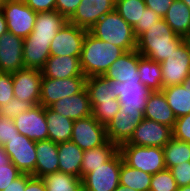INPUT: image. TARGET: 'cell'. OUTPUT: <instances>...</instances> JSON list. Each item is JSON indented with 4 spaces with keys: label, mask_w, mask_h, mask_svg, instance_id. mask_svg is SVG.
<instances>
[{
    "label": "cell",
    "mask_w": 190,
    "mask_h": 191,
    "mask_svg": "<svg viewBox=\"0 0 190 191\" xmlns=\"http://www.w3.org/2000/svg\"><path fill=\"white\" fill-rule=\"evenodd\" d=\"M71 141L83 151L99 147L108 141L106 127L92 115L75 120Z\"/></svg>",
    "instance_id": "cell-9"
},
{
    "label": "cell",
    "mask_w": 190,
    "mask_h": 191,
    "mask_svg": "<svg viewBox=\"0 0 190 191\" xmlns=\"http://www.w3.org/2000/svg\"><path fill=\"white\" fill-rule=\"evenodd\" d=\"M119 99H112V102H96L92 106V116L101 124L106 125L120 110Z\"/></svg>",
    "instance_id": "cell-37"
},
{
    "label": "cell",
    "mask_w": 190,
    "mask_h": 191,
    "mask_svg": "<svg viewBox=\"0 0 190 191\" xmlns=\"http://www.w3.org/2000/svg\"><path fill=\"white\" fill-rule=\"evenodd\" d=\"M138 74L140 82L151 92L163 89L160 63L141 56L139 58Z\"/></svg>",
    "instance_id": "cell-31"
},
{
    "label": "cell",
    "mask_w": 190,
    "mask_h": 191,
    "mask_svg": "<svg viewBox=\"0 0 190 191\" xmlns=\"http://www.w3.org/2000/svg\"><path fill=\"white\" fill-rule=\"evenodd\" d=\"M18 134L19 132L13 119L0 115V146H3L7 140L12 139Z\"/></svg>",
    "instance_id": "cell-44"
},
{
    "label": "cell",
    "mask_w": 190,
    "mask_h": 191,
    "mask_svg": "<svg viewBox=\"0 0 190 191\" xmlns=\"http://www.w3.org/2000/svg\"><path fill=\"white\" fill-rule=\"evenodd\" d=\"M46 191H84L82 179L63 172H54L42 177Z\"/></svg>",
    "instance_id": "cell-34"
},
{
    "label": "cell",
    "mask_w": 190,
    "mask_h": 191,
    "mask_svg": "<svg viewBox=\"0 0 190 191\" xmlns=\"http://www.w3.org/2000/svg\"><path fill=\"white\" fill-rule=\"evenodd\" d=\"M87 31L66 22L50 43V56H80Z\"/></svg>",
    "instance_id": "cell-10"
},
{
    "label": "cell",
    "mask_w": 190,
    "mask_h": 191,
    "mask_svg": "<svg viewBox=\"0 0 190 191\" xmlns=\"http://www.w3.org/2000/svg\"><path fill=\"white\" fill-rule=\"evenodd\" d=\"M177 191H190V185L178 187Z\"/></svg>",
    "instance_id": "cell-55"
},
{
    "label": "cell",
    "mask_w": 190,
    "mask_h": 191,
    "mask_svg": "<svg viewBox=\"0 0 190 191\" xmlns=\"http://www.w3.org/2000/svg\"><path fill=\"white\" fill-rule=\"evenodd\" d=\"M80 3L81 0H56V10L68 20Z\"/></svg>",
    "instance_id": "cell-46"
},
{
    "label": "cell",
    "mask_w": 190,
    "mask_h": 191,
    "mask_svg": "<svg viewBox=\"0 0 190 191\" xmlns=\"http://www.w3.org/2000/svg\"><path fill=\"white\" fill-rule=\"evenodd\" d=\"M50 43L41 40H24L23 61L25 68L41 70L50 57Z\"/></svg>",
    "instance_id": "cell-30"
},
{
    "label": "cell",
    "mask_w": 190,
    "mask_h": 191,
    "mask_svg": "<svg viewBox=\"0 0 190 191\" xmlns=\"http://www.w3.org/2000/svg\"><path fill=\"white\" fill-rule=\"evenodd\" d=\"M1 10L5 16L8 32L23 39L31 34L37 13L23 0H6Z\"/></svg>",
    "instance_id": "cell-6"
},
{
    "label": "cell",
    "mask_w": 190,
    "mask_h": 191,
    "mask_svg": "<svg viewBox=\"0 0 190 191\" xmlns=\"http://www.w3.org/2000/svg\"><path fill=\"white\" fill-rule=\"evenodd\" d=\"M10 162V157L5 152L4 146H0V166L9 164Z\"/></svg>",
    "instance_id": "cell-51"
},
{
    "label": "cell",
    "mask_w": 190,
    "mask_h": 191,
    "mask_svg": "<svg viewBox=\"0 0 190 191\" xmlns=\"http://www.w3.org/2000/svg\"><path fill=\"white\" fill-rule=\"evenodd\" d=\"M174 0H144L147 8L153 10L163 18Z\"/></svg>",
    "instance_id": "cell-48"
},
{
    "label": "cell",
    "mask_w": 190,
    "mask_h": 191,
    "mask_svg": "<svg viewBox=\"0 0 190 191\" xmlns=\"http://www.w3.org/2000/svg\"><path fill=\"white\" fill-rule=\"evenodd\" d=\"M170 171L178 187L190 185V161L173 166Z\"/></svg>",
    "instance_id": "cell-45"
},
{
    "label": "cell",
    "mask_w": 190,
    "mask_h": 191,
    "mask_svg": "<svg viewBox=\"0 0 190 191\" xmlns=\"http://www.w3.org/2000/svg\"><path fill=\"white\" fill-rule=\"evenodd\" d=\"M24 191H46V186L42 178L26 174V187Z\"/></svg>",
    "instance_id": "cell-49"
},
{
    "label": "cell",
    "mask_w": 190,
    "mask_h": 191,
    "mask_svg": "<svg viewBox=\"0 0 190 191\" xmlns=\"http://www.w3.org/2000/svg\"><path fill=\"white\" fill-rule=\"evenodd\" d=\"M85 83L86 77L42 78L40 105L50 107L59 99L78 94L85 88Z\"/></svg>",
    "instance_id": "cell-8"
},
{
    "label": "cell",
    "mask_w": 190,
    "mask_h": 191,
    "mask_svg": "<svg viewBox=\"0 0 190 191\" xmlns=\"http://www.w3.org/2000/svg\"><path fill=\"white\" fill-rule=\"evenodd\" d=\"M36 166L31 174L42 178L47 174L59 171L58 143L51 140L36 141Z\"/></svg>",
    "instance_id": "cell-22"
},
{
    "label": "cell",
    "mask_w": 190,
    "mask_h": 191,
    "mask_svg": "<svg viewBox=\"0 0 190 191\" xmlns=\"http://www.w3.org/2000/svg\"><path fill=\"white\" fill-rule=\"evenodd\" d=\"M163 19L177 35L190 36V8L183 1L174 0Z\"/></svg>",
    "instance_id": "cell-28"
},
{
    "label": "cell",
    "mask_w": 190,
    "mask_h": 191,
    "mask_svg": "<svg viewBox=\"0 0 190 191\" xmlns=\"http://www.w3.org/2000/svg\"><path fill=\"white\" fill-rule=\"evenodd\" d=\"M119 151V146L109 140L96 148L85 150L81 165V179L93 171V168L101 166L106 161L110 160Z\"/></svg>",
    "instance_id": "cell-29"
},
{
    "label": "cell",
    "mask_w": 190,
    "mask_h": 191,
    "mask_svg": "<svg viewBox=\"0 0 190 191\" xmlns=\"http://www.w3.org/2000/svg\"><path fill=\"white\" fill-rule=\"evenodd\" d=\"M23 41L8 31L0 36V72L15 73L25 68Z\"/></svg>",
    "instance_id": "cell-17"
},
{
    "label": "cell",
    "mask_w": 190,
    "mask_h": 191,
    "mask_svg": "<svg viewBox=\"0 0 190 191\" xmlns=\"http://www.w3.org/2000/svg\"><path fill=\"white\" fill-rule=\"evenodd\" d=\"M124 53L122 48L102 41L87 31L79 57L83 75L86 78L104 76L109 67Z\"/></svg>",
    "instance_id": "cell-2"
},
{
    "label": "cell",
    "mask_w": 190,
    "mask_h": 191,
    "mask_svg": "<svg viewBox=\"0 0 190 191\" xmlns=\"http://www.w3.org/2000/svg\"><path fill=\"white\" fill-rule=\"evenodd\" d=\"M89 32L102 41L122 48L125 52L137 49L133 27L115 10L105 14Z\"/></svg>",
    "instance_id": "cell-3"
},
{
    "label": "cell",
    "mask_w": 190,
    "mask_h": 191,
    "mask_svg": "<svg viewBox=\"0 0 190 191\" xmlns=\"http://www.w3.org/2000/svg\"><path fill=\"white\" fill-rule=\"evenodd\" d=\"M42 72L36 68H23L12 73L14 97L20 101L40 105Z\"/></svg>",
    "instance_id": "cell-13"
},
{
    "label": "cell",
    "mask_w": 190,
    "mask_h": 191,
    "mask_svg": "<svg viewBox=\"0 0 190 191\" xmlns=\"http://www.w3.org/2000/svg\"><path fill=\"white\" fill-rule=\"evenodd\" d=\"M119 151L127 165L145 173L153 175L166 169L164 150L161 147L121 144Z\"/></svg>",
    "instance_id": "cell-4"
},
{
    "label": "cell",
    "mask_w": 190,
    "mask_h": 191,
    "mask_svg": "<svg viewBox=\"0 0 190 191\" xmlns=\"http://www.w3.org/2000/svg\"><path fill=\"white\" fill-rule=\"evenodd\" d=\"M36 141L18 134L3 145L11 162L25 174H32L36 166Z\"/></svg>",
    "instance_id": "cell-12"
},
{
    "label": "cell",
    "mask_w": 190,
    "mask_h": 191,
    "mask_svg": "<svg viewBox=\"0 0 190 191\" xmlns=\"http://www.w3.org/2000/svg\"><path fill=\"white\" fill-rule=\"evenodd\" d=\"M6 0H0V8L5 3Z\"/></svg>",
    "instance_id": "cell-57"
},
{
    "label": "cell",
    "mask_w": 190,
    "mask_h": 191,
    "mask_svg": "<svg viewBox=\"0 0 190 191\" xmlns=\"http://www.w3.org/2000/svg\"><path fill=\"white\" fill-rule=\"evenodd\" d=\"M68 20L57 10L39 12L36 15L34 29L24 40H41L51 42L56 33Z\"/></svg>",
    "instance_id": "cell-20"
},
{
    "label": "cell",
    "mask_w": 190,
    "mask_h": 191,
    "mask_svg": "<svg viewBox=\"0 0 190 191\" xmlns=\"http://www.w3.org/2000/svg\"><path fill=\"white\" fill-rule=\"evenodd\" d=\"M48 140L56 143L71 141L74 121L45 107Z\"/></svg>",
    "instance_id": "cell-27"
},
{
    "label": "cell",
    "mask_w": 190,
    "mask_h": 191,
    "mask_svg": "<svg viewBox=\"0 0 190 191\" xmlns=\"http://www.w3.org/2000/svg\"><path fill=\"white\" fill-rule=\"evenodd\" d=\"M187 42L189 43L190 46V36L186 38Z\"/></svg>",
    "instance_id": "cell-58"
},
{
    "label": "cell",
    "mask_w": 190,
    "mask_h": 191,
    "mask_svg": "<svg viewBox=\"0 0 190 191\" xmlns=\"http://www.w3.org/2000/svg\"><path fill=\"white\" fill-rule=\"evenodd\" d=\"M143 119L144 114L140 110L120 107V110L115 114L113 119L105 125L108 140L118 146L128 142L136 126Z\"/></svg>",
    "instance_id": "cell-11"
},
{
    "label": "cell",
    "mask_w": 190,
    "mask_h": 191,
    "mask_svg": "<svg viewBox=\"0 0 190 191\" xmlns=\"http://www.w3.org/2000/svg\"><path fill=\"white\" fill-rule=\"evenodd\" d=\"M164 159L167 169L190 161V143L171 138L163 147Z\"/></svg>",
    "instance_id": "cell-35"
},
{
    "label": "cell",
    "mask_w": 190,
    "mask_h": 191,
    "mask_svg": "<svg viewBox=\"0 0 190 191\" xmlns=\"http://www.w3.org/2000/svg\"><path fill=\"white\" fill-rule=\"evenodd\" d=\"M26 187V174L22 173L11 184H9L3 191H24Z\"/></svg>",
    "instance_id": "cell-50"
},
{
    "label": "cell",
    "mask_w": 190,
    "mask_h": 191,
    "mask_svg": "<svg viewBox=\"0 0 190 191\" xmlns=\"http://www.w3.org/2000/svg\"><path fill=\"white\" fill-rule=\"evenodd\" d=\"M22 172L12 163L0 166V191L6 189Z\"/></svg>",
    "instance_id": "cell-43"
},
{
    "label": "cell",
    "mask_w": 190,
    "mask_h": 191,
    "mask_svg": "<svg viewBox=\"0 0 190 191\" xmlns=\"http://www.w3.org/2000/svg\"><path fill=\"white\" fill-rule=\"evenodd\" d=\"M33 105L30 102L20 101L17 98H13L8 104L0 106V115L15 119L21 113L30 110Z\"/></svg>",
    "instance_id": "cell-39"
},
{
    "label": "cell",
    "mask_w": 190,
    "mask_h": 191,
    "mask_svg": "<svg viewBox=\"0 0 190 191\" xmlns=\"http://www.w3.org/2000/svg\"><path fill=\"white\" fill-rule=\"evenodd\" d=\"M7 31L8 30H7V23H6V20H5V16H4L3 11L0 8V36L2 34L6 33Z\"/></svg>",
    "instance_id": "cell-52"
},
{
    "label": "cell",
    "mask_w": 190,
    "mask_h": 191,
    "mask_svg": "<svg viewBox=\"0 0 190 191\" xmlns=\"http://www.w3.org/2000/svg\"><path fill=\"white\" fill-rule=\"evenodd\" d=\"M121 164L122 155L118 151L110 160L93 168L82 178L84 191H114L120 184Z\"/></svg>",
    "instance_id": "cell-5"
},
{
    "label": "cell",
    "mask_w": 190,
    "mask_h": 191,
    "mask_svg": "<svg viewBox=\"0 0 190 191\" xmlns=\"http://www.w3.org/2000/svg\"><path fill=\"white\" fill-rule=\"evenodd\" d=\"M80 56H50L41 69L43 78L65 79L85 77L80 67Z\"/></svg>",
    "instance_id": "cell-19"
},
{
    "label": "cell",
    "mask_w": 190,
    "mask_h": 191,
    "mask_svg": "<svg viewBox=\"0 0 190 191\" xmlns=\"http://www.w3.org/2000/svg\"><path fill=\"white\" fill-rule=\"evenodd\" d=\"M160 65L163 88L182 84L190 74V46L187 40L185 39Z\"/></svg>",
    "instance_id": "cell-7"
},
{
    "label": "cell",
    "mask_w": 190,
    "mask_h": 191,
    "mask_svg": "<svg viewBox=\"0 0 190 191\" xmlns=\"http://www.w3.org/2000/svg\"><path fill=\"white\" fill-rule=\"evenodd\" d=\"M14 98L12 73L0 72V106Z\"/></svg>",
    "instance_id": "cell-42"
},
{
    "label": "cell",
    "mask_w": 190,
    "mask_h": 191,
    "mask_svg": "<svg viewBox=\"0 0 190 191\" xmlns=\"http://www.w3.org/2000/svg\"><path fill=\"white\" fill-rule=\"evenodd\" d=\"M83 152L72 141L58 143L59 171L81 178Z\"/></svg>",
    "instance_id": "cell-26"
},
{
    "label": "cell",
    "mask_w": 190,
    "mask_h": 191,
    "mask_svg": "<svg viewBox=\"0 0 190 191\" xmlns=\"http://www.w3.org/2000/svg\"><path fill=\"white\" fill-rule=\"evenodd\" d=\"M141 54L137 50L125 52L104 74L106 79L124 83L130 80H140L138 64Z\"/></svg>",
    "instance_id": "cell-21"
},
{
    "label": "cell",
    "mask_w": 190,
    "mask_h": 191,
    "mask_svg": "<svg viewBox=\"0 0 190 191\" xmlns=\"http://www.w3.org/2000/svg\"><path fill=\"white\" fill-rule=\"evenodd\" d=\"M173 131V138L190 143V114L176 118Z\"/></svg>",
    "instance_id": "cell-41"
},
{
    "label": "cell",
    "mask_w": 190,
    "mask_h": 191,
    "mask_svg": "<svg viewBox=\"0 0 190 191\" xmlns=\"http://www.w3.org/2000/svg\"><path fill=\"white\" fill-rule=\"evenodd\" d=\"M152 175L127 165L122 158L119 182L137 191H150Z\"/></svg>",
    "instance_id": "cell-33"
},
{
    "label": "cell",
    "mask_w": 190,
    "mask_h": 191,
    "mask_svg": "<svg viewBox=\"0 0 190 191\" xmlns=\"http://www.w3.org/2000/svg\"><path fill=\"white\" fill-rule=\"evenodd\" d=\"M14 124L18 132L33 141L48 140V126L46 122L45 107L33 106L30 110L21 113Z\"/></svg>",
    "instance_id": "cell-16"
},
{
    "label": "cell",
    "mask_w": 190,
    "mask_h": 191,
    "mask_svg": "<svg viewBox=\"0 0 190 191\" xmlns=\"http://www.w3.org/2000/svg\"><path fill=\"white\" fill-rule=\"evenodd\" d=\"M178 186L170 169L152 175L150 191H177Z\"/></svg>",
    "instance_id": "cell-38"
},
{
    "label": "cell",
    "mask_w": 190,
    "mask_h": 191,
    "mask_svg": "<svg viewBox=\"0 0 190 191\" xmlns=\"http://www.w3.org/2000/svg\"><path fill=\"white\" fill-rule=\"evenodd\" d=\"M144 118L154 120L173 129L176 117L162 91L151 92L145 105Z\"/></svg>",
    "instance_id": "cell-24"
},
{
    "label": "cell",
    "mask_w": 190,
    "mask_h": 191,
    "mask_svg": "<svg viewBox=\"0 0 190 191\" xmlns=\"http://www.w3.org/2000/svg\"><path fill=\"white\" fill-rule=\"evenodd\" d=\"M115 10V0H81L68 22L90 30L105 14Z\"/></svg>",
    "instance_id": "cell-15"
},
{
    "label": "cell",
    "mask_w": 190,
    "mask_h": 191,
    "mask_svg": "<svg viewBox=\"0 0 190 191\" xmlns=\"http://www.w3.org/2000/svg\"><path fill=\"white\" fill-rule=\"evenodd\" d=\"M36 13L56 10V0H23Z\"/></svg>",
    "instance_id": "cell-47"
},
{
    "label": "cell",
    "mask_w": 190,
    "mask_h": 191,
    "mask_svg": "<svg viewBox=\"0 0 190 191\" xmlns=\"http://www.w3.org/2000/svg\"><path fill=\"white\" fill-rule=\"evenodd\" d=\"M85 88L91 107L96 102H112V99H118V82L104 76L87 77Z\"/></svg>",
    "instance_id": "cell-25"
},
{
    "label": "cell",
    "mask_w": 190,
    "mask_h": 191,
    "mask_svg": "<svg viewBox=\"0 0 190 191\" xmlns=\"http://www.w3.org/2000/svg\"><path fill=\"white\" fill-rule=\"evenodd\" d=\"M146 8L144 0H115V11L132 27L140 23V18Z\"/></svg>",
    "instance_id": "cell-36"
},
{
    "label": "cell",
    "mask_w": 190,
    "mask_h": 191,
    "mask_svg": "<svg viewBox=\"0 0 190 191\" xmlns=\"http://www.w3.org/2000/svg\"><path fill=\"white\" fill-rule=\"evenodd\" d=\"M162 18L153 10L146 8L140 18V23L133 26L134 34L138 39L144 32L149 30L152 25L156 24Z\"/></svg>",
    "instance_id": "cell-40"
},
{
    "label": "cell",
    "mask_w": 190,
    "mask_h": 191,
    "mask_svg": "<svg viewBox=\"0 0 190 191\" xmlns=\"http://www.w3.org/2000/svg\"><path fill=\"white\" fill-rule=\"evenodd\" d=\"M182 85L185 89H187L190 92V74L186 77Z\"/></svg>",
    "instance_id": "cell-54"
},
{
    "label": "cell",
    "mask_w": 190,
    "mask_h": 191,
    "mask_svg": "<svg viewBox=\"0 0 190 191\" xmlns=\"http://www.w3.org/2000/svg\"><path fill=\"white\" fill-rule=\"evenodd\" d=\"M190 8V0H181Z\"/></svg>",
    "instance_id": "cell-56"
},
{
    "label": "cell",
    "mask_w": 190,
    "mask_h": 191,
    "mask_svg": "<svg viewBox=\"0 0 190 191\" xmlns=\"http://www.w3.org/2000/svg\"><path fill=\"white\" fill-rule=\"evenodd\" d=\"M172 137L173 131L171 127L144 118L136 126L130 140L123 144L163 148Z\"/></svg>",
    "instance_id": "cell-14"
},
{
    "label": "cell",
    "mask_w": 190,
    "mask_h": 191,
    "mask_svg": "<svg viewBox=\"0 0 190 191\" xmlns=\"http://www.w3.org/2000/svg\"><path fill=\"white\" fill-rule=\"evenodd\" d=\"M184 40L162 18L137 39L136 50L141 56L162 63Z\"/></svg>",
    "instance_id": "cell-1"
},
{
    "label": "cell",
    "mask_w": 190,
    "mask_h": 191,
    "mask_svg": "<svg viewBox=\"0 0 190 191\" xmlns=\"http://www.w3.org/2000/svg\"><path fill=\"white\" fill-rule=\"evenodd\" d=\"M151 91L140 80H130L124 83L118 82V99L120 107L125 109L140 110L145 112L147 98Z\"/></svg>",
    "instance_id": "cell-23"
},
{
    "label": "cell",
    "mask_w": 190,
    "mask_h": 191,
    "mask_svg": "<svg viewBox=\"0 0 190 191\" xmlns=\"http://www.w3.org/2000/svg\"><path fill=\"white\" fill-rule=\"evenodd\" d=\"M176 118L190 114V92L182 84L161 90Z\"/></svg>",
    "instance_id": "cell-32"
},
{
    "label": "cell",
    "mask_w": 190,
    "mask_h": 191,
    "mask_svg": "<svg viewBox=\"0 0 190 191\" xmlns=\"http://www.w3.org/2000/svg\"><path fill=\"white\" fill-rule=\"evenodd\" d=\"M114 191H137V190L119 184V185L117 186V188H116Z\"/></svg>",
    "instance_id": "cell-53"
},
{
    "label": "cell",
    "mask_w": 190,
    "mask_h": 191,
    "mask_svg": "<svg viewBox=\"0 0 190 191\" xmlns=\"http://www.w3.org/2000/svg\"><path fill=\"white\" fill-rule=\"evenodd\" d=\"M50 108L73 121L92 115V107L86 88L71 97L59 99Z\"/></svg>",
    "instance_id": "cell-18"
}]
</instances>
